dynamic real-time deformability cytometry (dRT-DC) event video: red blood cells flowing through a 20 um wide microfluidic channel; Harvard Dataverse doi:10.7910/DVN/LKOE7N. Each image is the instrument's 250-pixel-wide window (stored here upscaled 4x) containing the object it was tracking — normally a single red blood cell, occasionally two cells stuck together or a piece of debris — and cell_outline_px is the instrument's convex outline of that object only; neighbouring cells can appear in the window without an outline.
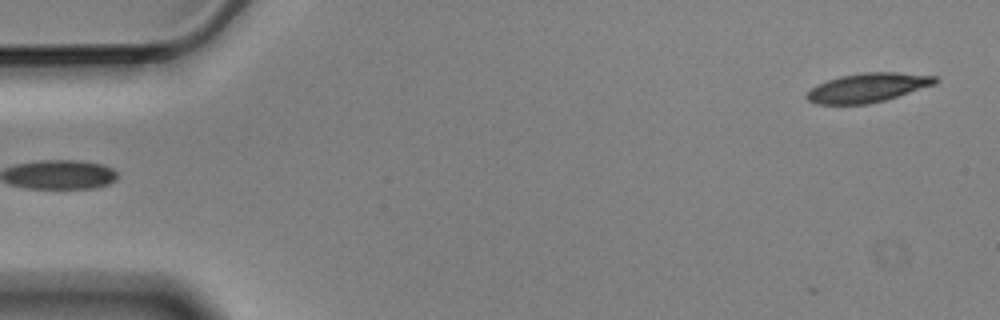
{"species": "Egyptian fruit bat (a non-hibernating species)", "species_latin": "Rousettus aegyptiacus", "temperature_condition": "cold", "stored_images_in_passage": 4, "camera_frame_rate_fps": 3000, "um_per_image_px": 0.085, "animal": {"sex": "male"}, "frame": {"image": 1, "passage_image": 4, "time_ms": 1.0, "image_size_px": [1000, 320], "cell_outline_px": [[940, 80], [936, 84], [884, 100], [868, 104], [816, 104], [808, 100], [804, 96], [816, 84], [840, 76], [864, 72], [896, 72], [936, 76]], "centroid_in_image_um": [73.76, 7.44], "position_along_channel_um": 11.2, "area_um2": 21.73}}